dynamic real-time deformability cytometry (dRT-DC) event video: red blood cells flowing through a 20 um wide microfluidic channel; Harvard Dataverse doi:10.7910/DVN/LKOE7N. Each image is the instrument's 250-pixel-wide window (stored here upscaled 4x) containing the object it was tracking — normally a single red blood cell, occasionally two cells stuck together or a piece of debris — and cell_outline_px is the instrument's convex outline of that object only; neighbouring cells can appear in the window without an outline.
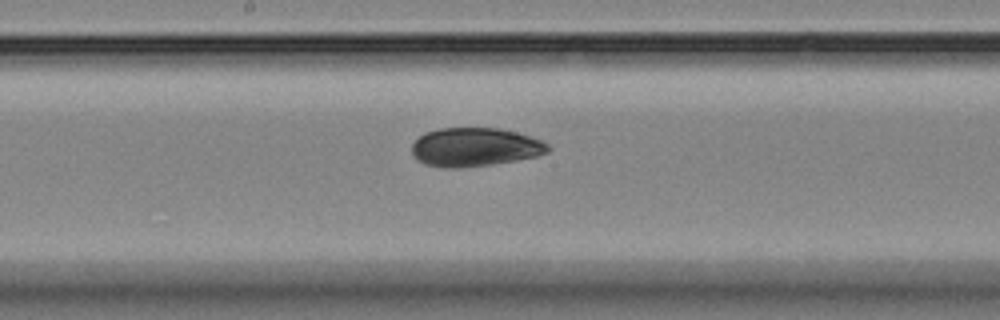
{"species": "Egyptian fruit bat (a non-hibernating species)", "species_latin": "Rousettus aegyptiacus", "temperature_condition": "room temperature", "stored_images_in_passage": 7, "camera_frame_rate_fps": 3000, "um_per_image_px": 0.085, "animal": {"sex": "female"}, "frame": {"image": 1, "passage_image": 7, "time_ms": 8.333, "image_size_px": [1000, 320], "cell_outline_px": [[552, 148], [548, 152], [536, 156], [516, 160], [492, 164], [460, 168], [444, 168], [424, 164], [416, 160], [412, 156], [412, 144], [424, 132], [440, 128], [500, 128], [516, 132], [540, 140], [548, 144]], "centroid_in_image_um": [40.33, 12.51], "position_along_channel_um": 207.9, "area_um2": 30.81}}